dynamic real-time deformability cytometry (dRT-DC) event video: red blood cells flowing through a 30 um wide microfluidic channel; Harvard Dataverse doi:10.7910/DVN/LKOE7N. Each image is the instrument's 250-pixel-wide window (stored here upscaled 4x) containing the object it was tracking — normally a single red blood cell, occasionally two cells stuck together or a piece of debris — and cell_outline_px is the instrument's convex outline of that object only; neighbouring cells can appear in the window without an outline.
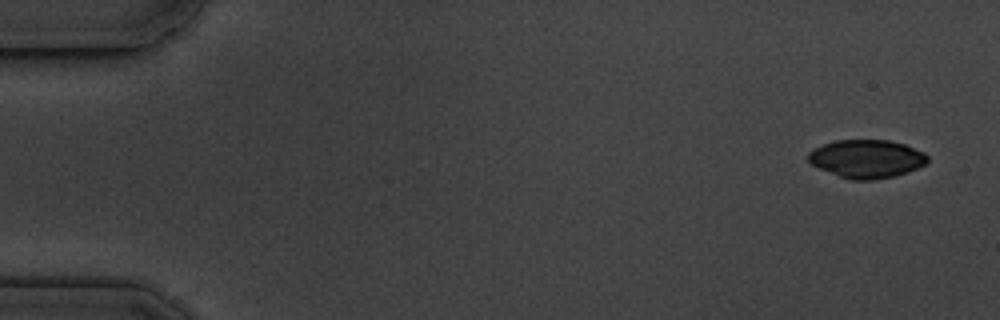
{"species": "common noctule bat (a hibernating species)", "species_latin": "Nyctalus noctula", "temperature_condition": "cold", "stored_images_in_passage": 4, "camera_frame_rate_fps": 3000, "um_per_image_px": 0.085, "animal": {"sex": "male", "body_mass_g": 19.5, "forearm_length_mm": 54.6}, "frame": {"image": 1, "passage_image": 1, "time_ms": 0.0, "image_size_px": [1000, 320], "cell_outline_px": [[928, 160], [924, 164], [908, 172], [892, 176], [872, 180], [848, 180], [820, 168], [812, 164], [808, 160], [808, 152], [824, 144], [836, 140], [888, 140], [904, 144], [924, 152], [928, 156]], "centroid_in_image_um": [73.66, 13.5], "position_along_channel_um": 11.3, "area_um2": 26.36}}
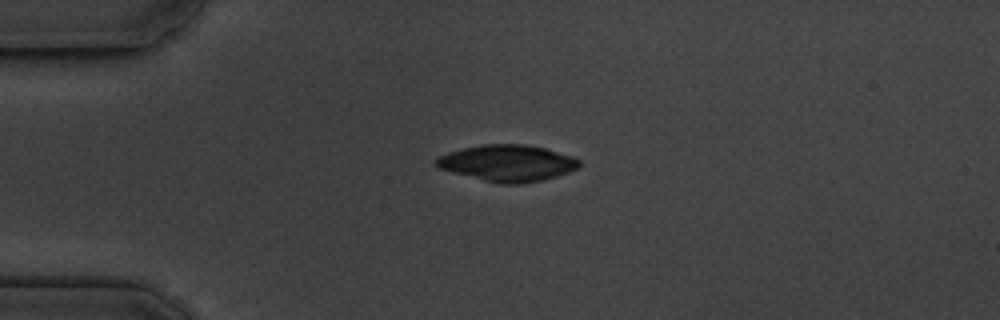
{"frame": {"image": 2, "passage_image": 4, "time_ms": 3.667, "image_size_px": [1000, 320], "cell_outline_px": [[580, 164], [576, 168], [568, 172], [544, 180], [520, 184], [500, 184], [452, 172], [440, 168], [432, 164], [440, 156], [448, 152], [464, 148], [484, 144], [524, 144], [544, 148], [572, 156], [580, 160]], "centroid_in_image_um": [43.14, 13.86], "position_along_channel_um": 41.9, "area_um2": 30.17}}